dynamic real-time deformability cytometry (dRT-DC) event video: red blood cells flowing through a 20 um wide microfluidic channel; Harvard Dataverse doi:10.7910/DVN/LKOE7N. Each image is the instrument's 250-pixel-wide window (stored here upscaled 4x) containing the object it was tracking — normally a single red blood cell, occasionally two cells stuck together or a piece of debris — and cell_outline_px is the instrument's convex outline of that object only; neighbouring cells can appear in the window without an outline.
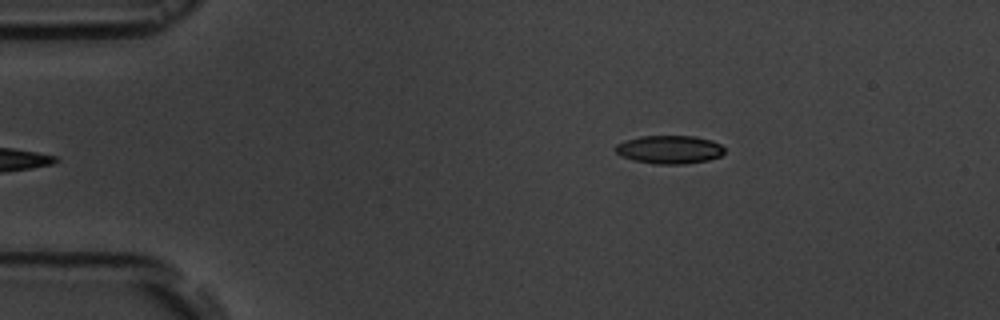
{"species": "common noctule bat (a hibernating species)", "species_latin": "Nyctalus noctula", "temperature_condition": "room temperature", "stored_images_in_passage": 6, "camera_frame_rate_fps": 3000, "um_per_image_px": 0.085, "animal": {"sex": "male", "body_mass_g": 19.5, "forearm_length_mm": 54.6}, "frame": {"image": 1, "passage_image": 6, "time_ms": 6.0, "image_size_px": [1000, 320], "cell_outline_px": [[724, 152], [720, 156], [708, 160], [684, 164], [656, 164], [636, 160], [620, 156], [616, 152], [616, 144], [624, 140], [640, 136], [696, 136], [712, 140], [720, 144], [724, 148]], "centroid_in_image_um": [56.91, 12.7], "position_along_channel_um": 28.1, "area_um2": 17.98}}